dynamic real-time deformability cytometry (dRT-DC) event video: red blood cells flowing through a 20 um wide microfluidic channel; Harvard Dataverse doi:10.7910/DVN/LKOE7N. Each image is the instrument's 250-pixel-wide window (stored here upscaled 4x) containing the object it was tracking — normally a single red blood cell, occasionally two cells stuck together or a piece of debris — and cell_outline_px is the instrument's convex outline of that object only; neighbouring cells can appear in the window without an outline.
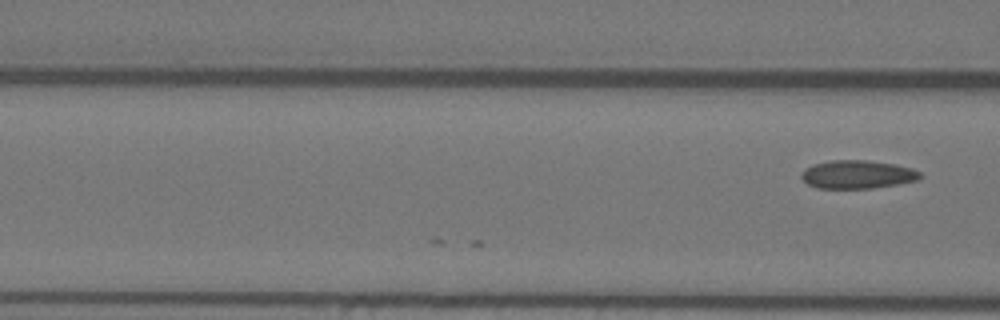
{"species": "Egyptian fruit bat (a non-hibernating species)", "species_latin": "Rousettus aegyptiacus", "temperature_condition": "warm", "stored_images_in_passage": 12, "camera_frame_rate_fps": 3000, "um_per_image_px": 0.085, "animal": {"sex": "female"}, "frame": {"image": 1, "passage_image": 12, "time_ms": 3.667, "image_size_px": [1000, 320], "cell_outline_px": [[924, 176], [916, 180], [896, 184], [872, 188], [816, 188], [808, 184], [800, 176], [800, 172], [804, 168], [812, 164], [832, 160], [868, 160], [896, 164], [912, 168], [920, 172]], "centroid_in_image_um": [72.86, 14.81], "position_along_channel_um": 93.7, "area_um2": 19.71}}